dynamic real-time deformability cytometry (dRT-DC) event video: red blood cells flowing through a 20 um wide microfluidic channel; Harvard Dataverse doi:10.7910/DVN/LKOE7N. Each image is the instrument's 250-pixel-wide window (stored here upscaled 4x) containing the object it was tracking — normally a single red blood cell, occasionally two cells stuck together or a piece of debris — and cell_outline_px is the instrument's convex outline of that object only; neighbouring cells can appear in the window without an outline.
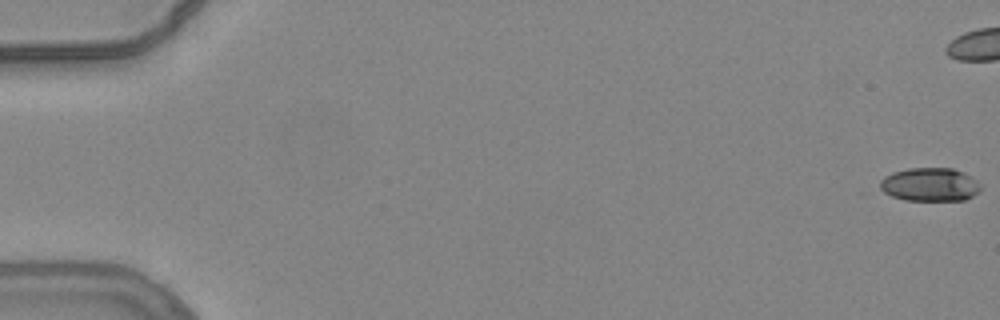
{"species": "common noctule bat (a hibernating species)", "species_latin": "Nyctalus noctula", "temperature_condition": "warm", "stored_images_in_passage": 46, "camera_frame_rate_fps": 3000, "um_per_image_px": 0.085, "animal": {"sex": "female", "body_mass_g": 24.6, "forearm_length_mm": 56.2}, "frame": {"image": 1, "passage_image": 1, "time_ms": 0.0, "image_size_px": [1000, 320], "cell_outline_px": [[980, 188], [972, 196], [964, 200], [904, 200], [892, 196], [884, 192], [880, 188], [880, 180], [884, 176], [892, 172], [908, 168], [952, 168], [964, 172], [976, 180], [980, 184]], "centroid_in_image_um": [79.01, 15.67], "position_along_channel_um": 6.0, "area_um2": 19.59}}